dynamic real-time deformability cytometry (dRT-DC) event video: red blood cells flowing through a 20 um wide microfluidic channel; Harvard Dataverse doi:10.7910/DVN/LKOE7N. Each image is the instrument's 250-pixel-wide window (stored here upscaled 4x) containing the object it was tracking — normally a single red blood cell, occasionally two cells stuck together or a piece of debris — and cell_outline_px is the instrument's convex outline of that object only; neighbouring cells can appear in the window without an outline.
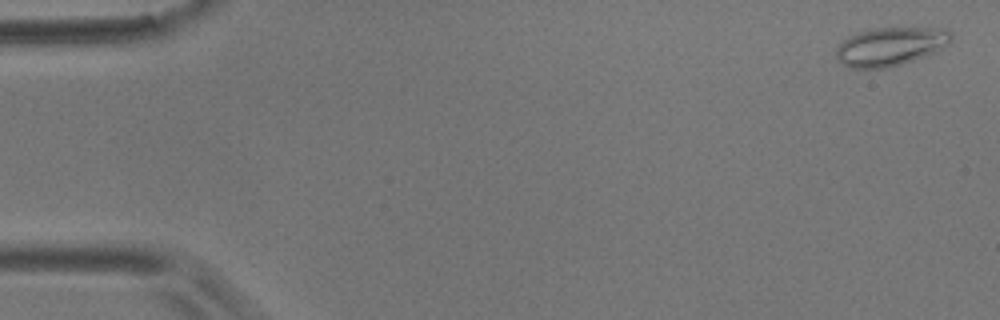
{"species": "common noctule bat (a hibernating species)", "species_latin": "Nyctalus noctula", "temperature_condition": "room temperature", "stored_images_in_passage": 11, "camera_frame_rate_fps": 3000, "um_per_image_px": 0.085, "animal": {"sex": "male", "body_mass_g": 17.9}, "frame": {"image": 1, "passage_image": 2, "time_ms": 0.333, "image_size_px": [1000, 320], "cell_outline_px": [[952, 40], [948, 44], [936, 52], [888, 68], [852, 68], [844, 64], [836, 56], [836, 48], [844, 40], [860, 32], [872, 28], [948, 28], [952, 32]], "centroid_in_image_um": [75.74, 3.94], "position_along_channel_um": 9.3, "area_um2": 25.61}}